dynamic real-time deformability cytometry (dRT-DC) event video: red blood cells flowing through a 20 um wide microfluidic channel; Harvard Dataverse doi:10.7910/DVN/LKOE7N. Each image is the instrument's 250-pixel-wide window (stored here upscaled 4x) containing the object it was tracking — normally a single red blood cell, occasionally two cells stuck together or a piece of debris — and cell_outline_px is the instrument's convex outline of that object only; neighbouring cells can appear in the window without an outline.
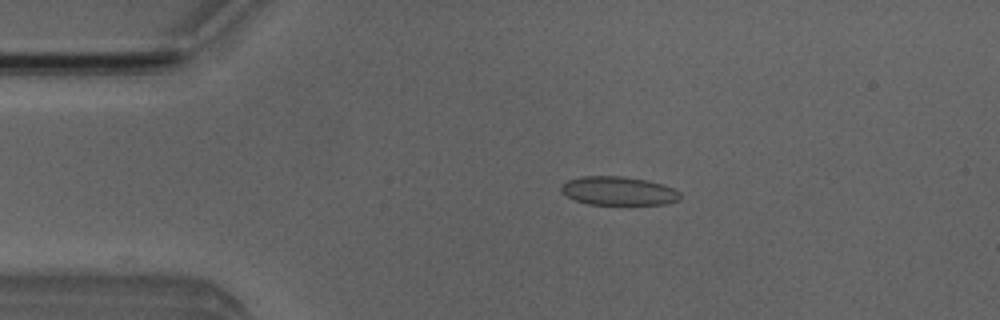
{"species": "Egyptian fruit bat (a non-hibernating species)", "species_latin": "Rousettus aegyptiacus", "temperature_condition": "room temperature", "stored_images_in_passage": 3, "camera_frame_rate_fps": 3000, "um_per_image_px": 0.085, "animal": {"sex": "male"}, "frame": {"image": 1, "passage_image": 2, "time_ms": 1.333, "image_size_px": [1000, 320], "cell_outline_px": [[680, 200], [668, 204], [628, 208], [588, 204], [576, 200], [568, 196], [560, 188], [568, 180], [580, 176], [624, 176], [648, 180], [664, 184], [680, 192]], "centroid_in_image_um": [52.66, 16.29], "position_along_channel_um": 32.3, "area_um2": 20.98}}